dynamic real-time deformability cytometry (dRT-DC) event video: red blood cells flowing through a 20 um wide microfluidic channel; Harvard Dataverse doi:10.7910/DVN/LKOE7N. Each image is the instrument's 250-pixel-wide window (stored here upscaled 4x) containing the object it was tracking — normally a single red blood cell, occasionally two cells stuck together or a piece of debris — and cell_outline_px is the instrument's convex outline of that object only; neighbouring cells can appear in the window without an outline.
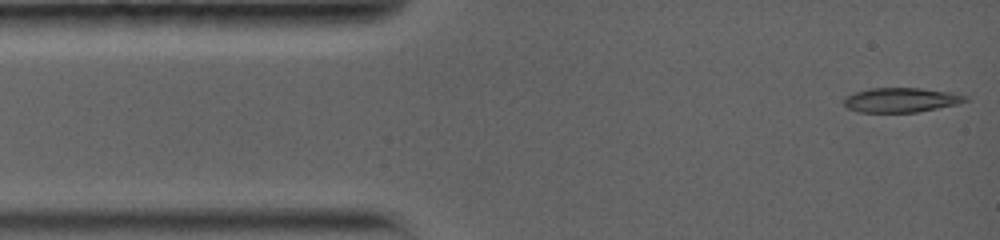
{"species": "common noctule bat (a hibernating species)", "species_latin": "Nyctalus noctula", "temperature_condition": "warm", "stored_images_in_passage": 39, "camera_frame_rate_fps": 5000, "um_per_image_px": 0.085, "animal": {"sex": "female", "body_mass_g": 19.0, "forearm_length_mm": 56.7}, "frame": {"image": 1, "passage_image": 1, "time_ms": 0.0, "image_size_px": [1000, 240], "cell_outline_px": [[968, 100], [956, 104], [916, 112], [860, 112], [848, 108], [844, 104], [844, 96], [868, 88], [920, 88], [948, 92], [968, 96]], "centroid_in_image_um": [76.55, 8.49], "position_along_channel_um": 8.5, "area_um2": 17.17}}
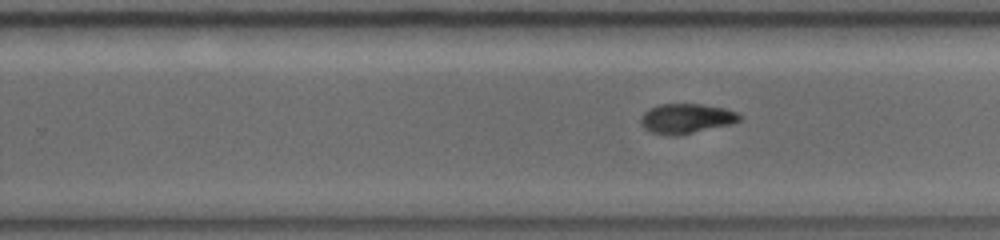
{"frame": {"image": 2, "passage_image": 24, "time_ms": 8.6, "image_size_px": [1000, 240], "cell_outline_px": [[740, 120], [732, 124], [676, 136], [672, 136], [652, 132], [644, 128], [640, 124], [640, 116], [648, 108], [660, 104], [700, 104], [724, 108], [736, 112], [740, 116]], "centroid_in_image_um": [58.29, 10.07], "position_along_channel_um": 271.5, "area_um2": 17.17}}
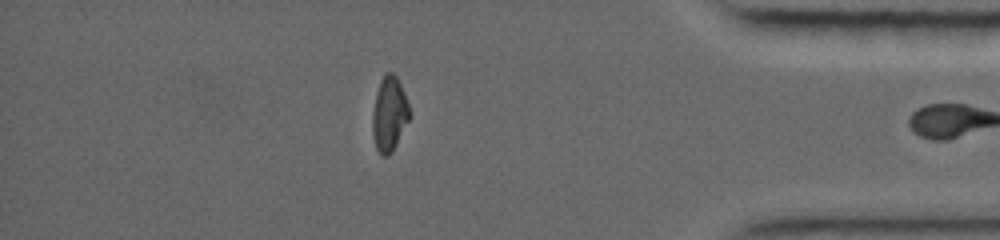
{"frame": {"image": 3, "passage_image": 38, "time_ms": 12.8, "image_size_px": [1000, 240], "cell_outline_px": [[412, 116], [392, 152], [388, 156], [380, 156], [376, 148], [372, 132], [372, 112], [376, 92], [380, 80], [384, 72], [392, 72], [396, 76], [404, 92], [412, 112]], "centroid_in_image_um": [33.1, 9.69], "position_along_channel_um": 402.1, "area_um2": 16.59}, "authors_computed_cell_mechanics": {"area_um2": 17.2244, "velocity_mm_per_s": 3.8606, "shape_relaxation_time_tau1_ms": 8.3051, "shape_relaxation_time_tau2_ms": 2.7408, "deformation_change_tau1": 0.2759, "deformation_change_tau2": 0.0525}}